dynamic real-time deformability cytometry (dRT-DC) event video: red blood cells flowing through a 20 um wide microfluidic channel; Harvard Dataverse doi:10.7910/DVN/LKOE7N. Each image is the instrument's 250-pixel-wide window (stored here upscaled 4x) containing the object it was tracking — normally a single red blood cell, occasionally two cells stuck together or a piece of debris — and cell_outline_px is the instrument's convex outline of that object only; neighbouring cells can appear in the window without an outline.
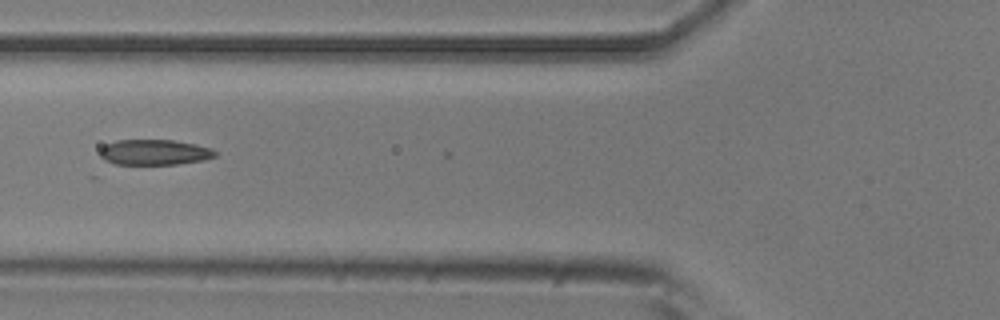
{"species": "common noctule bat (a hibernating species)", "species_latin": "Nyctalus noctula", "temperature_condition": "room temperature", "stored_images_in_passage": 4, "camera_frame_rate_fps": 3000, "um_per_image_px": 0.085, "animal": {"sex": "male", "body_mass_g": 20.5, "forearm_length_mm": 52.5}, "frame": {"image": 1, "passage_image": 4, "time_ms": 1.0, "image_size_px": [1000, 320], "cell_outline_px": [[216, 156], [204, 160], [176, 164], [116, 164], [104, 160], [100, 156], [100, 148], [104, 144], [116, 140], [172, 140], [196, 144], [212, 148], [216, 152]], "centroid_in_image_um": [13.11, 12.93], "position_along_channel_um": 112.7, "area_um2": 17.17}}